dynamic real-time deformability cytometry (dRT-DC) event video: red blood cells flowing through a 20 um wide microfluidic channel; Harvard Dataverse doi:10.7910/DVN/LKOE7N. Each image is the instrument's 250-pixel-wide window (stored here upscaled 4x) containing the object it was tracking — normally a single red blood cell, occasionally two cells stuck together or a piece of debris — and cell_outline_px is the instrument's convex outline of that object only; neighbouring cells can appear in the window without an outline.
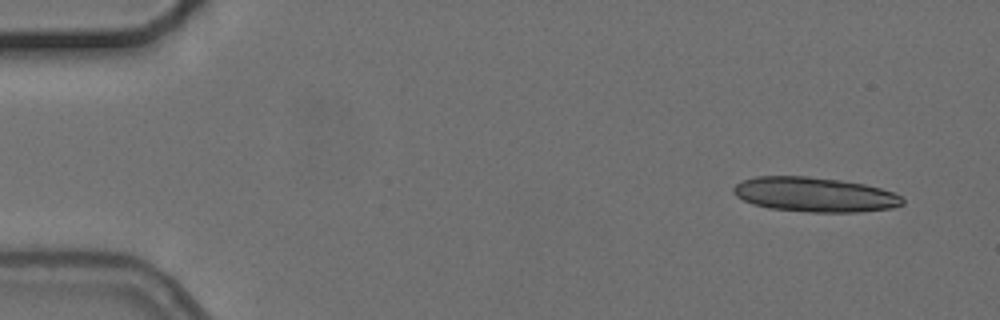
{"species": "common noctule bat (a hibernating species)", "species_latin": "Nyctalus noctula", "temperature_condition": "cold", "stored_images_in_passage": 4, "camera_frame_rate_fps": 3000, "um_per_image_px": 0.085, "animal": {"sex": "female", "body_mass_g": 24.6, "forearm_length_mm": 56.2}, "frame": {"image": 1, "passage_image": 1, "time_ms": 0.0, "image_size_px": [1000, 320], "cell_outline_px": [[904, 204], [892, 208], [860, 212], [808, 212], [768, 208], [752, 204], [736, 196], [732, 192], [732, 188], [740, 180], [756, 176], [808, 176], [840, 180], [864, 184], [880, 188], [892, 192], [900, 196], [904, 200]], "centroid_in_image_um": [69.21, 16.54], "position_along_channel_um": 15.8, "area_um2": 34.33}}